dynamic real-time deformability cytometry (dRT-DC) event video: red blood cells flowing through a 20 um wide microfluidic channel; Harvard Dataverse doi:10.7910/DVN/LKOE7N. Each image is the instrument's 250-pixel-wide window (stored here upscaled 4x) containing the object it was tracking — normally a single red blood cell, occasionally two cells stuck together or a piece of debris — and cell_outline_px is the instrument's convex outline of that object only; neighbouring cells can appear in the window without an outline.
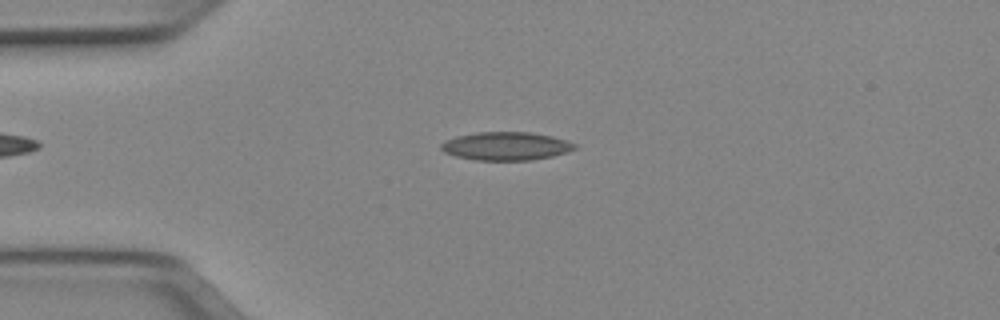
{"species": "Egyptian fruit bat (a non-hibernating species)", "species_latin": "Rousettus aegyptiacus", "temperature_condition": "cold", "stored_images_in_passage": 50, "camera_frame_rate_fps": 3000, "um_per_image_px": 0.085, "animal": {"sex": "female"}, "frame": {"image": 1, "passage_image": 12, "time_ms": 3.667, "image_size_px": [1000, 320], "cell_outline_px": [[576, 148], [552, 156], [532, 160], [476, 160], [456, 156], [444, 152], [440, 148], [440, 144], [456, 136], [476, 132], [528, 132], [552, 136], [576, 144]], "centroid_in_image_um": [42.98, 12.42], "position_along_channel_um": 42.0, "area_um2": 21.79}}
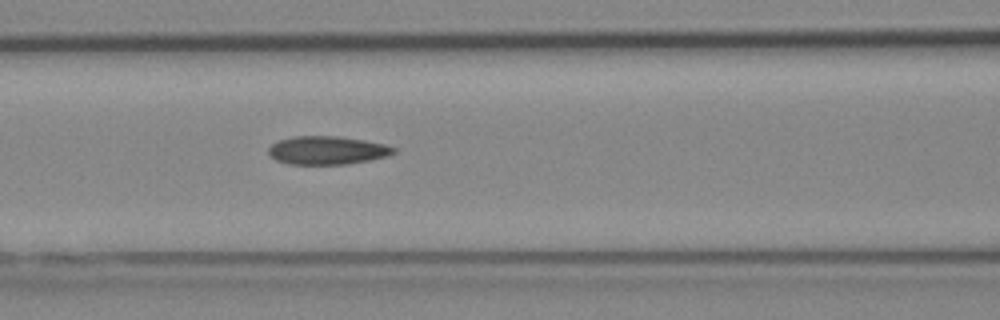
{"frame": {"image": 2, "passage_image": 21, "time_ms": 6.667, "image_size_px": [1000, 320], "cell_outline_px": [[396, 152], [388, 156], [368, 160], [344, 164], [288, 164], [276, 160], [268, 152], [268, 148], [276, 140], [292, 136], [336, 136], [364, 140], [384, 144], [396, 148]], "centroid_in_image_um": [27.78, 12.77], "position_along_channel_um": 138.8, "area_um2": 20.63}}
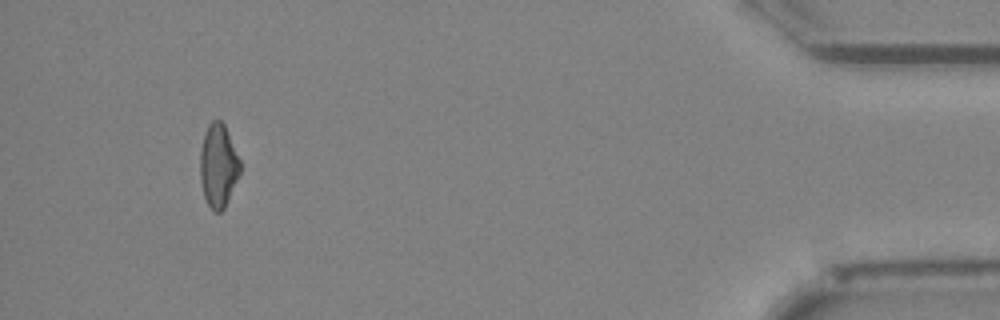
{"frame": {"image": 3, "passage_image": 47, "time_ms": 15.333, "image_size_px": [1000, 320], "cell_outline_px": [[240, 172], [224, 208], [220, 212], [212, 212], [204, 196], [200, 180], [200, 152], [204, 136], [208, 124], [212, 120], [220, 120], [224, 124], [240, 160]], "centroid_in_image_um": [18.54, 14.09], "position_along_channel_um": 416.7, "area_um2": 19.19}, "authors_computed_cell_mechanics": {"area_um2": 20.6346, "velocity_mm_per_s": 4.0035, "shape_relaxation_time_tau1_ms": null, "shape_relaxation_time_tau2_ms": 6.5399, "deformation_change_tau1": null, "deformation_change_tau2": 0.1537}}